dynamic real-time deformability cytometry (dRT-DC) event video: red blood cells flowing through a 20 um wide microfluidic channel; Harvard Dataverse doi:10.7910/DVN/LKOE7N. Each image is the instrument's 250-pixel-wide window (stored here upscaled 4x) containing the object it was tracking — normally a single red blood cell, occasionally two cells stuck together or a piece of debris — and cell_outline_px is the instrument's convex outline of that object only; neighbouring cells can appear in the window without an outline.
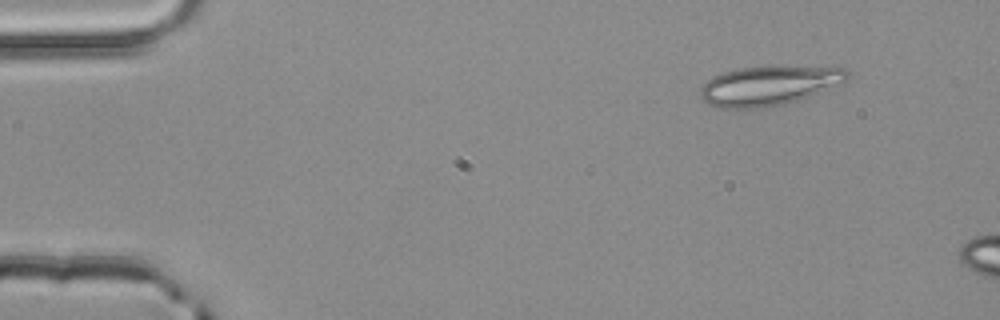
{"species": "common noctule bat (a hibernating species)", "species_latin": "Nyctalus noctula", "temperature_condition": "room temperature", "stored_images_in_passage": 2, "camera_frame_rate_fps": 3000, "um_per_image_px": 0.085, "animal": {"sex": "male", "body_mass_g": 20.4}, "frame": {"image": 1, "passage_image": 1, "time_ms": 0.0, "image_size_px": [1000, 320], "cell_outline_px": [[852, 76], [840, 84], [796, 100], [784, 104], [764, 108], [716, 108], [700, 100], [700, 88], [712, 76], [724, 72], [740, 68], [768, 64], [780, 64], [844, 68]], "centroid_in_image_um": [65.34, 7.24], "position_along_channel_um": 19.7, "area_um2": 34.62}}